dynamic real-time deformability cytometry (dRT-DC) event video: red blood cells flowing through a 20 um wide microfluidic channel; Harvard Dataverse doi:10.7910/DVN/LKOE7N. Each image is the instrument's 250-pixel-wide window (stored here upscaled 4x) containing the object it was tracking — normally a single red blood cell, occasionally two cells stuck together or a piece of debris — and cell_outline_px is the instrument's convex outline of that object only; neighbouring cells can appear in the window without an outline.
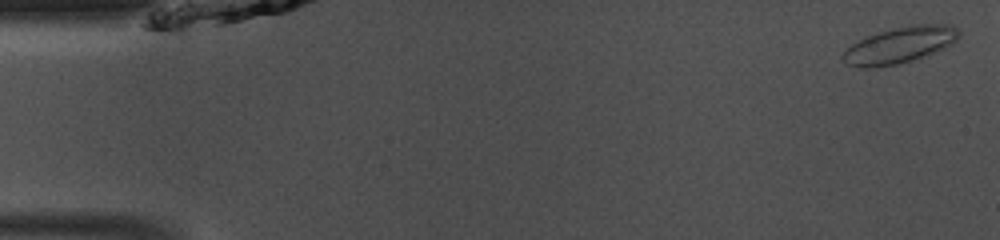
{"species": "common noctule bat (a hibernating species)", "species_latin": "Nyctalus noctula", "temperature_condition": "room temperature", "stored_images_in_passage": 47, "camera_frame_rate_fps": 3000, "um_per_image_px": 0.085, "animal": {"sex": "male", "body_mass_g": 13.0, "forearm_length_mm": 53.1}, "frame": {"image": 1, "passage_image": 1, "time_ms": 0.0, "image_size_px": [1000, 240], "cell_outline_px": [[960, 36], [952, 44], [936, 52], [924, 56], [896, 64], [872, 68], [860, 68], [844, 64], [840, 60], [840, 56], [852, 44], [868, 36], [892, 28], [912, 24], [952, 24], [960, 32]], "centroid_in_image_um": [76.47, 3.83], "position_along_channel_um": 8.5, "area_um2": 24.62}}
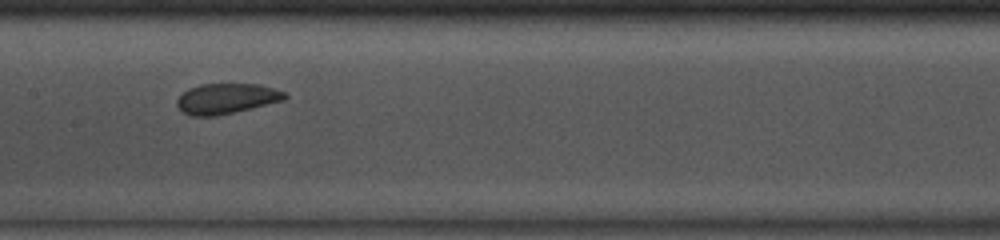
{"frame": {"image": 2, "passage_image": 23, "time_ms": 7.333, "image_size_px": [1000, 240], "cell_outline_px": [[288, 96], [284, 100], [216, 116], [192, 116], [184, 112], [176, 104], [176, 100], [188, 88], [200, 84], [256, 84], [272, 88], [284, 92]], "centroid_in_image_um": [19.22, 8.37], "position_along_channel_um": 188.2, "area_um2": 18.79}}
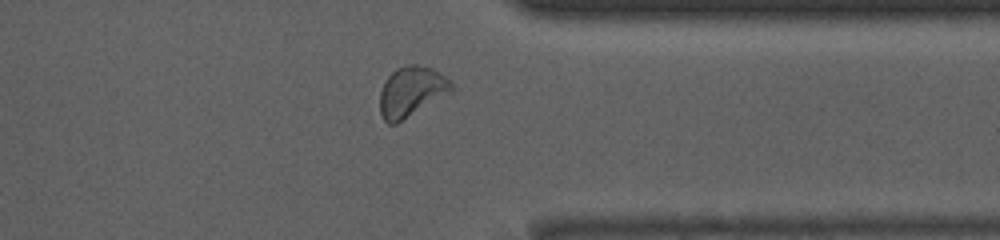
{"frame": {"image": 3, "passage_image": 37, "time_ms": 12.0, "image_size_px": [1000, 240], "cell_outline_px": [[456, 88], [396, 124], [388, 124], [384, 120], [380, 112], [380, 92], [384, 80], [396, 68], [404, 64], [416, 64], [432, 68], [444, 76]], "centroid_in_image_um": [34.93, 7.76], "position_along_channel_um": 376.5, "area_um2": 20.75}, "authors_computed_cell_mechanics": {"area_um2": 20.1144, "velocity_mm_per_s": 4.1202, "shape_relaxation_time_tau1_ms": null, "shape_relaxation_time_tau2_ms": 2.7997, "deformation_change_tau1": null, "deformation_change_tau2": 0.0951}}